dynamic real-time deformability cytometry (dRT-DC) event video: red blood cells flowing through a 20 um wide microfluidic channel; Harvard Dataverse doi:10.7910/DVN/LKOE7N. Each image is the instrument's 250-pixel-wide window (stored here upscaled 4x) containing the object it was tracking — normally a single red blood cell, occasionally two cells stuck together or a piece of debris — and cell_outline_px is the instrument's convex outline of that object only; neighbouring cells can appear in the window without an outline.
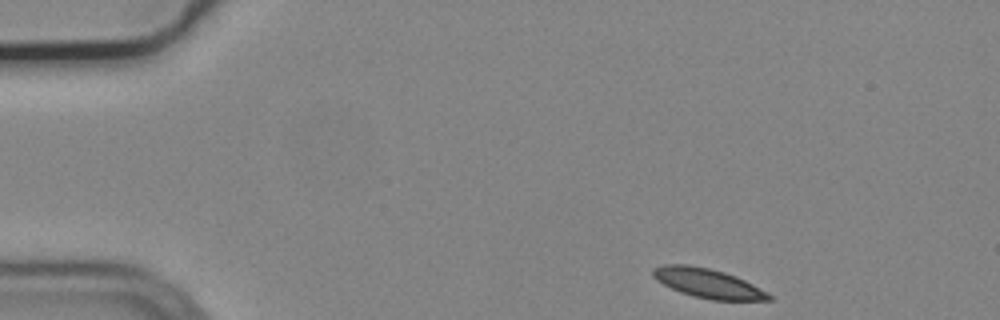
{"species": "common noctule bat (a hibernating species)", "species_latin": "Nyctalus noctula", "temperature_condition": "cold", "stored_images_in_passage": 50, "segment_of_instrument_passage": [1, 2], "camera_frame_rate_fps": 3000, "um_per_image_px": 0.085, "animal": {"sex": "male", "body_mass_g": 19.2, "forearm_length_mm": 51.8}, "frame": {"image": 1, "passage_image": 1, "time_ms": 0.0, "image_size_px": [1000, 320], "cell_outline_px": [[772, 300], [712, 300], [692, 296], [680, 292], [656, 280], [652, 276], [652, 268], [664, 264], [684, 264], [708, 268], [724, 272], [736, 276], [768, 292], [772, 296]], "centroid_in_image_um": [60.15, 24.08], "position_along_channel_um": 24.8, "area_um2": 19.77}}
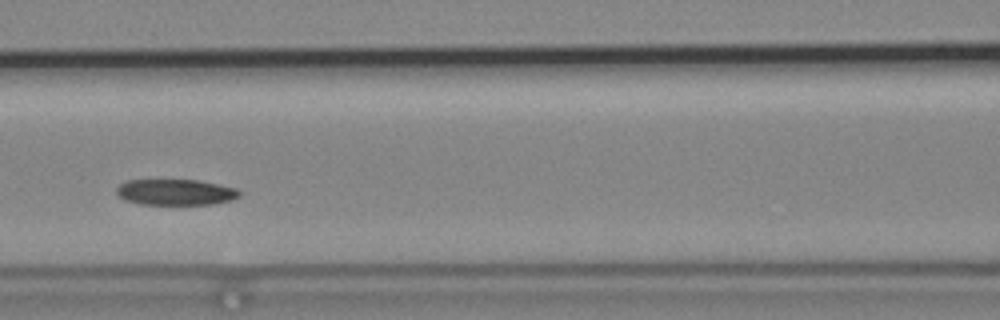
{"frame": {"image": 2, "passage_image": 18, "time_ms": 5.667, "image_size_px": [1000, 320], "cell_outline_px": [[240, 196], [232, 200], [212, 204], [140, 204], [124, 200], [116, 192], [116, 188], [120, 184], [128, 180], [196, 180], [236, 188], [240, 192]], "centroid_in_image_um": [14.91, 16.34], "position_along_channel_um": 151.7, "area_um2": 18.44}}
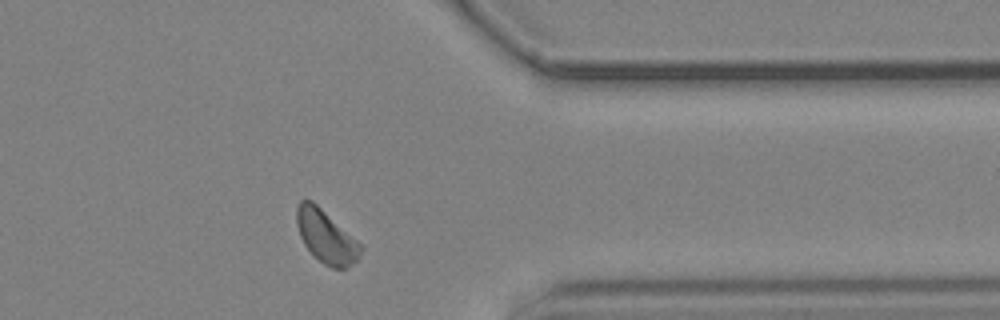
{"frame": {"image": 3, "passage_image": 38, "time_ms": 12.333, "image_size_px": [1000, 320], "cell_outline_px": [[364, 248], [356, 260], [344, 268], [332, 268], [324, 264], [304, 244], [300, 236], [296, 224], [296, 204], [300, 200], [312, 200], [356, 240]], "centroid_in_image_um": [27.68, 20.08], "position_along_channel_um": 383.7, "area_um2": 19.25}}